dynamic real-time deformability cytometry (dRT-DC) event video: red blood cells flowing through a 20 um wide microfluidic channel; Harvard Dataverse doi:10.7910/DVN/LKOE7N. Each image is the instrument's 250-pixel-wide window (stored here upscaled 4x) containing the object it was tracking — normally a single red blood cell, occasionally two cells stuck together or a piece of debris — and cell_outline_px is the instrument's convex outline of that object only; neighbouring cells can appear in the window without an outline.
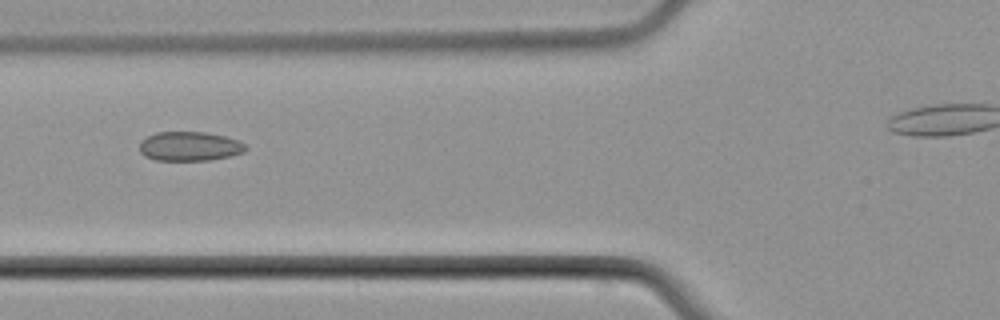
{"species": "common noctule bat (a hibernating species)", "species_latin": "Nyctalus noctula", "temperature_condition": "cold", "stored_images_in_passage": 6, "segment_of_instrument_passage": [1, 2], "camera_frame_rate_fps": 3000, "um_per_image_px": 0.085, "animal": {"sex": "male", "body_mass_g": 21.5, "forearm_length_mm": 52.0}, "frame": {"image": 1, "passage_image": 5, "time_ms": 5.0, "image_size_px": [1000, 320], "cell_outline_px": [[248, 148], [244, 152], [228, 156], [208, 160], [156, 160], [144, 156], [140, 152], [140, 140], [156, 132], [204, 132], [224, 136], [240, 140]], "centroid_in_image_um": [16.11, 12.43], "position_along_channel_um": 109.7, "area_um2": 18.09}}